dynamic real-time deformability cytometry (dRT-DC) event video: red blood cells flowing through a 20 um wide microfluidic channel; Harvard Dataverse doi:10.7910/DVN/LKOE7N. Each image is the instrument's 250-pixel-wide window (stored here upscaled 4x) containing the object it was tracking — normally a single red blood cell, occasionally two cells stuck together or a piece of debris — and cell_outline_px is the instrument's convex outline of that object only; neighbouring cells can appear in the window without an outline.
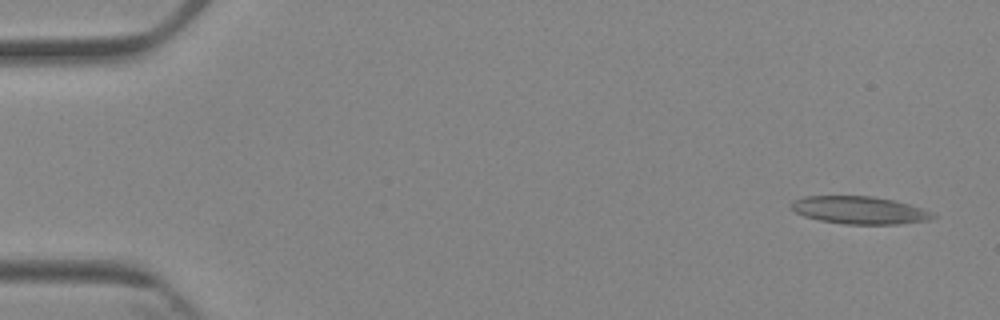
{"species": "Egyptian fruit bat (a non-hibernating species)", "species_latin": "Rousettus aegyptiacus", "temperature_condition": "cold", "stored_images_in_passage": 4, "camera_frame_rate_fps": 3000, "um_per_image_px": 0.085, "animal": {"sex": "female"}, "frame": {"image": 1, "passage_image": 1, "time_ms": 0.0, "image_size_px": [1000, 320], "cell_outline_px": [[936, 216], [928, 220], [900, 224], [848, 224], [820, 220], [804, 216], [788, 208], [788, 204], [792, 200], [804, 196], [872, 196], [892, 200], [908, 204], [936, 212]], "centroid_in_image_um": [73.03, 17.86], "position_along_channel_um": 12.0, "area_um2": 22.95}}
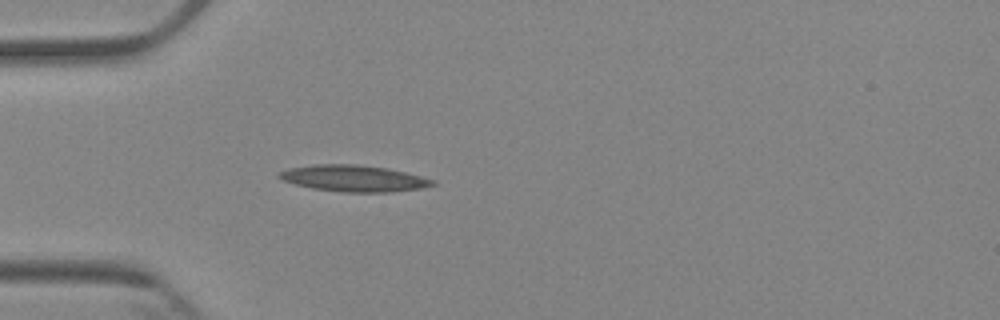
{"frame": {"image": 2, "passage_image": 4, "time_ms": 4.333, "image_size_px": [1000, 320], "cell_outline_px": [[436, 184], [420, 188], [388, 192], [340, 192], [312, 188], [296, 184], [284, 180], [276, 176], [280, 172], [288, 168], [316, 164], [356, 164], [388, 168], [436, 180]], "centroid_in_image_um": [30.06, 15.16], "position_along_channel_um": 54.9, "area_um2": 23.47}}